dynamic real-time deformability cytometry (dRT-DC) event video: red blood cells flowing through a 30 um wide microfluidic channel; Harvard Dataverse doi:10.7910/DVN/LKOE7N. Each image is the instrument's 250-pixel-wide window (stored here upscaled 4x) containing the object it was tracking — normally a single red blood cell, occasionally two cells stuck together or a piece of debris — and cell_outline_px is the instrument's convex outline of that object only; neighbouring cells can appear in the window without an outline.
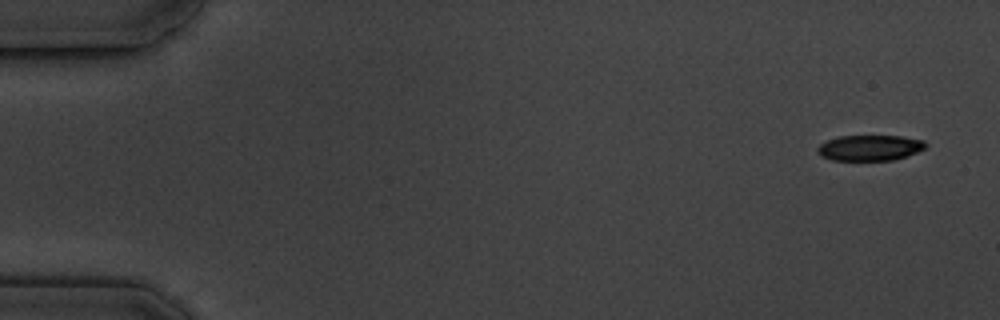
{"species": "common noctule bat (a hibernating species)", "species_latin": "Nyctalus noctula", "temperature_condition": "cold", "stored_images_in_passage": 3, "camera_frame_rate_fps": 3000, "um_per_image_px": 0.085, "animal": {"sex": "male", "body_mass_g": 19.5, "forearm_length_mm": 54.6}, "frame": {"image": 1, "passage_image": 1, "time_ms": 0.0, "image_size_px": [1000, 320], "cell_outline_px": [[928, 144], [924, 148], [916, 152], [892, 160], [832, 160], [820, 156], [816, 152], [816, 148], [820, 144], [828, 140], [840, 136], [900, 136], [924, 140]], "centroid_in_image_um": [73.9, 12.56], "position_along_channel_um": 11.1, "area_um2": 16.07}}